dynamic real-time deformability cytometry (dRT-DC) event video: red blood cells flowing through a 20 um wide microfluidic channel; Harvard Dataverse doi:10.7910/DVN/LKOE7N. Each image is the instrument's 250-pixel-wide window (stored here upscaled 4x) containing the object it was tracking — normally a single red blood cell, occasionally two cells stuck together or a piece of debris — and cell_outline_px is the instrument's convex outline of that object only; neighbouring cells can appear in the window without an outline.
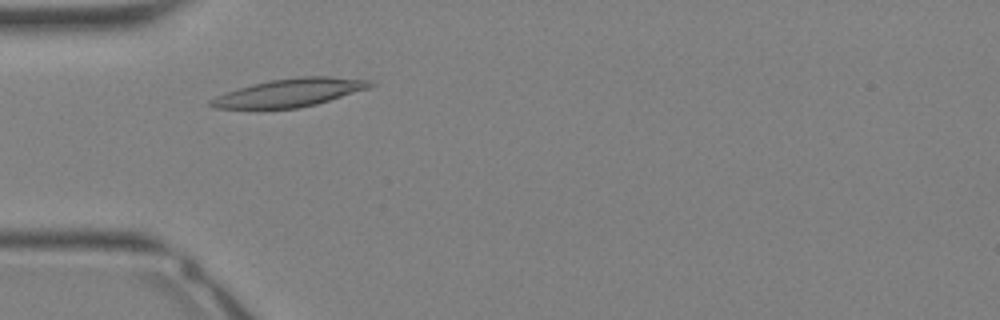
{"species": "Egyptian fruit bat (a non-hibernating species)", "species_latin": "Rousettus aegyptiacus", "temperature_condition": "warm", "stored_images_in_passage": 27, "camera_frame_rate_fps": 3000, "um_per_image_px": 0.085, "animal": {"sex": "female"}, "frame": {"image": 1, "passage_image": 3, "time_ms": 0.667, "image_size_px": [1000, 320], "cell_outline_px": [[376, 84], [368, 88], [316, 104], [296, 108], [256, 112], [216, 108], [208, 104], [208, 100], [216, 96], [240, 88], [272, 80], [300, 76], [332, 76], [368, 80]], "centroid_in_image_um": [24.52, 7.93], "position_along_channel_um": 60.5, "area_um2": 26.65}}
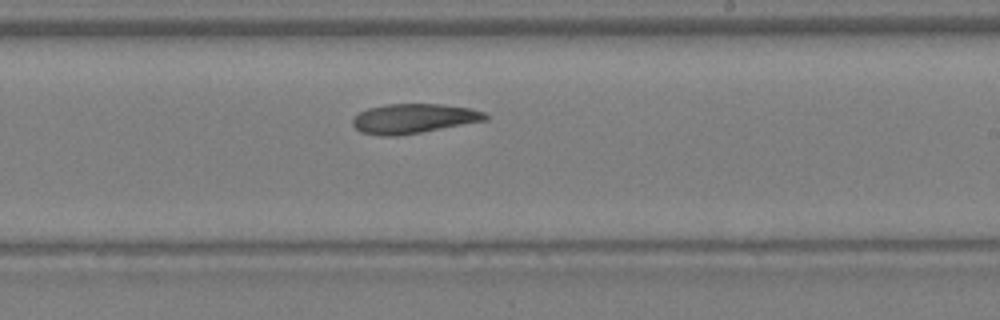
{"frame": {"image": 2, "passage_image": 13, "time_ms": 4.0, "image_size_px": [1000, 320], "cell_outline_px": [[488, 120], [420, 132], [396, 136], [380, 136], [360, 132], [352, 124], [352, 120], [360, 112], [368, 108], [388, 104], [444, 104], [472, 108], [484, 112], [488, 116]], "centroid_in_image_um": [35.17, 10.07], "position_along_channel_um": 253.8, "area_um2": 22.89}}
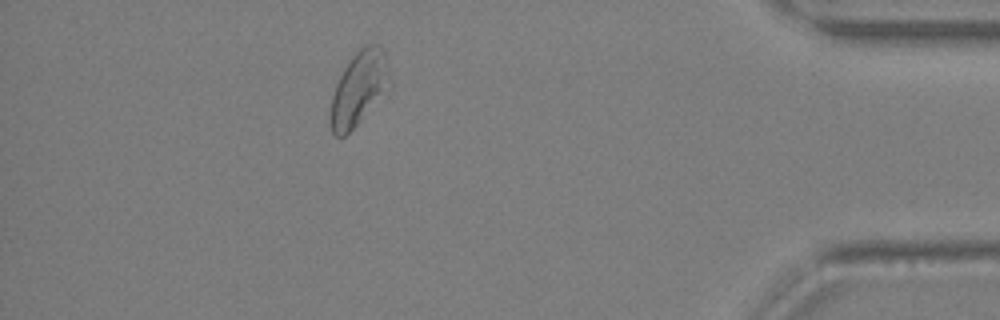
{"frame": {"image": 3, "passage_image": 23, "time_ms": 7.333, "image_size_px": [1000, 320], "cell_outline_px": [[392, 88], [344, 136], [336, 136], [332, 132], [328, 124], [328, 116], [332, 96], [336, 84], [344, 68], [352, 56], [360, 48], [368, 44], [380, 44], [384, 48], [388, 64], [392, 84]], "centroid_in_image_um": [30.53, 7.5], "position_along_channel_um": 404.7, "area_um2": 26.07}}